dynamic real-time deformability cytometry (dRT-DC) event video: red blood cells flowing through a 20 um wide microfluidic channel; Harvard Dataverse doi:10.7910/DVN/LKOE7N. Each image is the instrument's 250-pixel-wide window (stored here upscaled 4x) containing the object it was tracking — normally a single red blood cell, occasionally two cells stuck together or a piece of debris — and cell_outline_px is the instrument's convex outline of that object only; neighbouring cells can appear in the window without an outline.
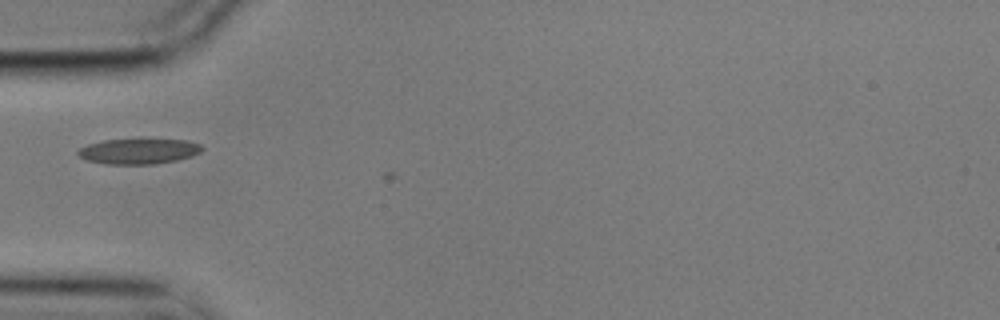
{"species": "common noctule bat (a hibernating species)", "species_latin": "Nyctalus noctula", "temperature_condition": "cold", "stored_images_in_passage": 24, "camera_frame_rate_fps": 3000, "um_per_image_px": 0.085, "animal": {"sex": "male", "body_mass_g": 17.9}, "frame": {"image": 1, "passage_image": 1, "time_ms": 0.0, "image_size_px": [1000, 320], "cell_outline_px": [[204, 148], [200, 152], [192, 156], [176, 160], [152, 164], [104, 164], [88, 160], [80, 156], [76, 152], [80, 148], [88, 144], [104, 140], [140, 136], [188, 140], [200, 144]], "centroid_in_image_um": [11.82, 12.79], "position_along_channel_um": 73.2, "area_um2": 19.31}}
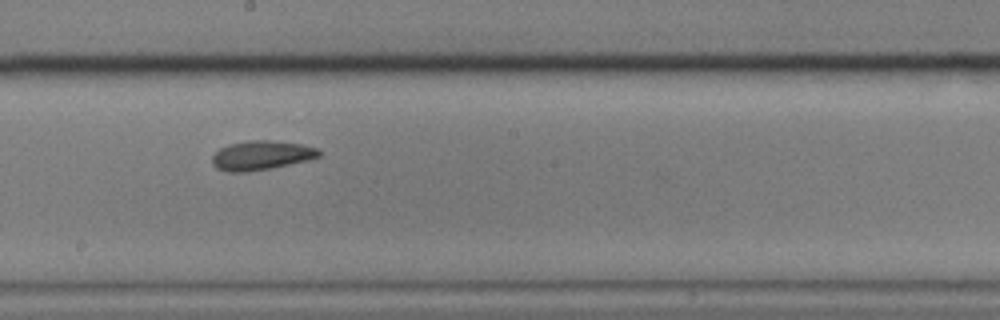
{"frame": {"image": 2, "passage_image": 14, "time_ms": 4.333, "image_size_px": [1000, 320], "cell_outline_px": [[320, 156], [308, 160], [272, 168], [244, 172], [228, 172], [216, 168], [212, 164], [212, 156], [220, 148], [232, 144], [248, 140], [268, 140], [304, 144], [320, 148]], "centroid_in_image_um": [22.24, 13.2], "position_along_channel_um": 226.0, "area_um2": 18.26}}
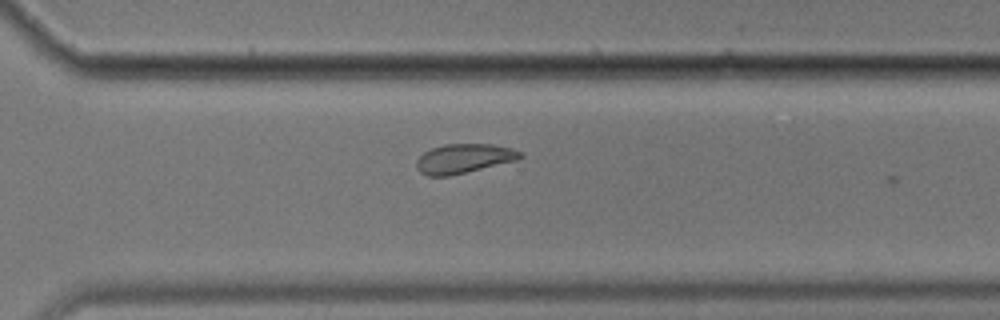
{"frame": {"image": 3, "passage_image": 23, "time_ms": 7.333, "image_size_px": [1000, 320], "cell_outline_px": [[524, 156], [516, 160], [448, 176], [428, 176], [420, 172], [416, 168], [416, 160], [424, 152], [432, 148], [444, 144], [492, 144], [512, 148], [520, 152]], "centroid_in_image_um": [39.39, 13.47], "position_along_channel_um": 331.2, "area_um2": 17.57}}